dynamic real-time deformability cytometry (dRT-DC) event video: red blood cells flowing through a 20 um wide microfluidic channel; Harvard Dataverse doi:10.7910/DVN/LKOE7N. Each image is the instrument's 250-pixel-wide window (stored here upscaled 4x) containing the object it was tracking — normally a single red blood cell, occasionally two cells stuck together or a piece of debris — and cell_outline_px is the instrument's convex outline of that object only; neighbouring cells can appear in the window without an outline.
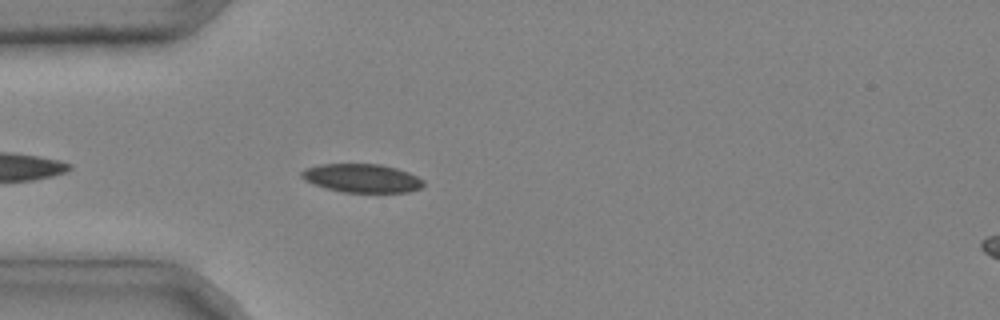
{"species": "common noctule bat (a hibernating species)", "species_latin": "Nyctalus noctula", "temperature_condition": "cold", "stored_images_in_passage": 3, "camera_frame_rate_fps": 3000, "um_per_image_px": 0.085, "animal": {"sex": "male", "body_mass_g": 20.4}, "frame": {"image": 1, "passage_image": 3, "time_ms": 0.667, "image_size_px": [1000, 320], "cell_outline_px": [[424, 184], [420, 188], [408, 192], [344, 192], [312, 184], [304, 180], [300, 176], [300, 172], [304, 168], [320, 164], [380, 164], [396, 168], [408, 172], [424, 180]], "centroid_in_image_um": [30.73, 15.14], "position_along_channel_um": 54.3, "area_um2": 20.29}}